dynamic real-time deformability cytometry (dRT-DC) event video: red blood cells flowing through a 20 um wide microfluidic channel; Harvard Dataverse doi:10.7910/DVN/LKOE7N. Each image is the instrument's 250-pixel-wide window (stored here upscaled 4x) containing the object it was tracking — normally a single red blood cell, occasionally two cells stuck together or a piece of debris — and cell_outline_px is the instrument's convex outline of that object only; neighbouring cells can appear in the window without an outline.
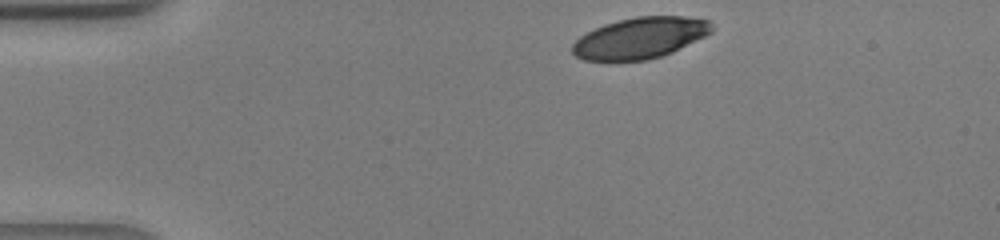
{"species": "human", "species_latin": "Homo sapiens", "temperature_condition": "warm", "stored_images_in_passage": 35, "camera_frame_rate_fps": 3000, "um_per_image_px": 0.085, "donor": {"sex": "male"}, "frame": {"image": 1, "passage_image": 1, "time_ms": 0.0, "image_size_px": [1000, 240], "cell_outline_px": [[712, 32], [672, 52], [648, 60], [584, 60], [576, 56], [572, 52], [572, 44], [580, 36], [604, 24], [636, 16], [684, 16], [708, 20], [712, 24]], "centroid_in_image_um": [54.4, 3.22], "position_along_channel_um": 30.6, "area_um2": 33.06}}
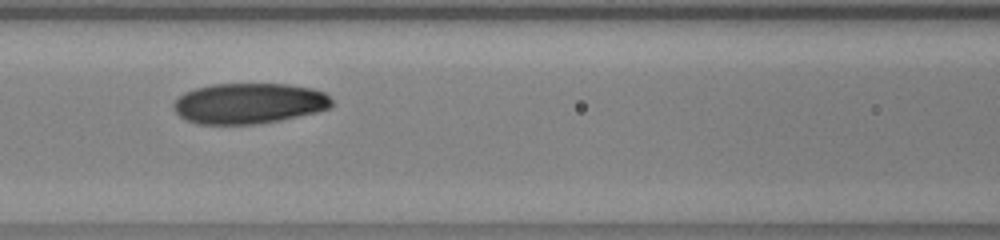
{"frame": {"image": 2, "passage_image": 12, "time_ms": 3.667, "image_size_px": [1000, 240], "cell_outline_px": [[332, 108], [316, 112], [280, 120], [256, 124], [196, 124], [184, 120], [172, 108], [172, 104], [184, 92], [196, 88], [212, 84], [288, 84], [312, 88], [324, 92], [332, 100]], "centroid_in_image_um": [21.15, 8.79], "position_along_channel_um": 145.5, "area_um2": 37.63}}
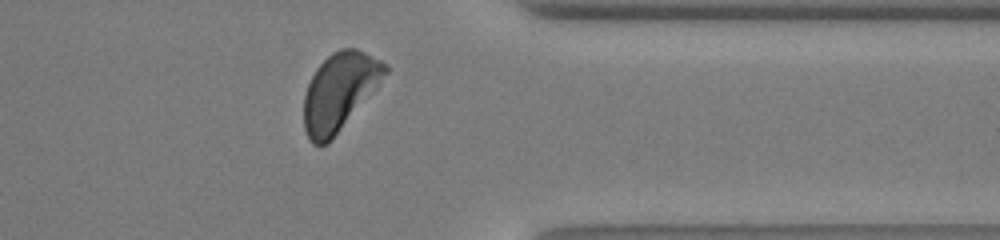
{"frame": {"image": 3, "passage_image": 27, "time_ms": 8.667, "image_size_px": [1000, 240], "cell_outline_px": [[388, 72], [376, 88], [332, 140], [328, 144], [312, 144], [304, 128], [304, 96], [308, 84], [316, 68], [332, 52], [340, 48], [356, 48], [388, 64]], "centroid_in_image_um": [28.85, 7.79], "position_along_channel_um": 382.5, "area_um2": 36.47}}